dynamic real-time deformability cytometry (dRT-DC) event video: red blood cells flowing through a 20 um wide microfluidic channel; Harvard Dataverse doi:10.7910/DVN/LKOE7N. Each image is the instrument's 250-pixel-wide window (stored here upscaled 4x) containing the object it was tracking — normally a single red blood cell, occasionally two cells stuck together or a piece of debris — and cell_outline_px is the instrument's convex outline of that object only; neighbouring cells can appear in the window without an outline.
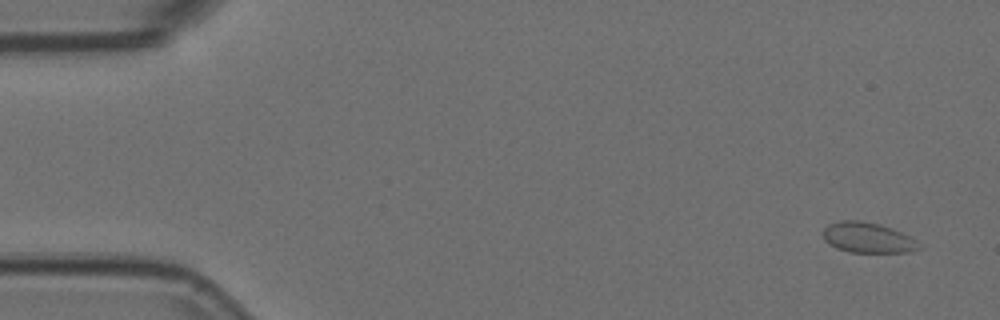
{"species": "Egyptian fruit bat (a non-hibernating species)", "species_latin": "Rousettus aegyptiacus", "temperature_condition": "room temperature", "stored_images_in_passage": 6, "camera_frame_rate_fps": 3000, "um_per_image_px": 0.085, "animal": {"sex": "female"}, "frame": {"image": 1, "passage_image": 1, "time_ms": 0.0, "image_size_px": [1000, 320], "cell_outline_px": [[924, 248], [908, 252], [848, 252], [836, 248], [824, 240], [824, 228], [828, 224], [844, 220], [856, 220], [880, 224], [892, 228], [916, 240]], "centroid_in_image_um": [73.78, 20.21], "position_along_channel_um": 11.2, "area_um2": 16.94}}
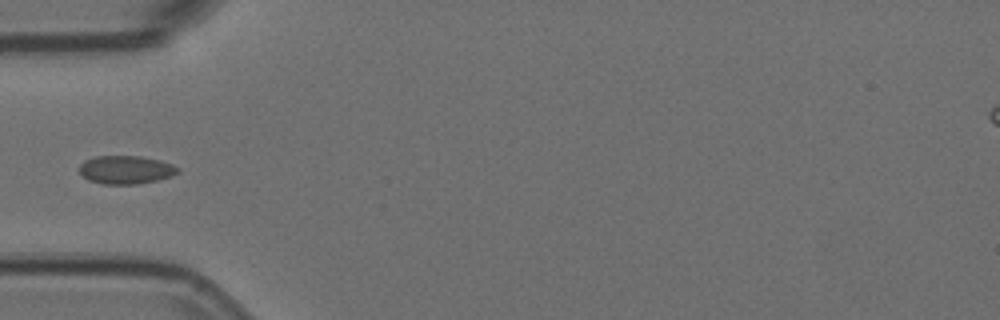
{"frame": {"image": 2, "passage_image": 5, "time_ms": 1.333, "image_size_px": [1000, 320], "cell_outline_px": [[180, 172], [172, 176], [156, 180], [136, 184], [104, 184], [88, 180], [80, 172], [80, 164], [84, 160], [96, 156], [140, 156], [160, 160], [172, 164], [180, 168]], "centroid_in_image_um": [10.72, 14.42], "position_along_channel_um": 74.3, "area_um2": 16.24}}
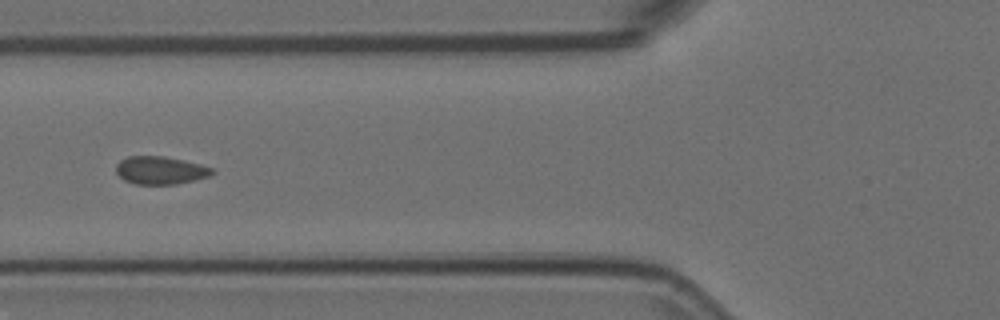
{"frame": {"image": 3, "passage_image": 6, "time_ms": 1.667, "image_size_px": [1000, 320], "cell_outline_px": [[216, 172], [208, 176], [196, 180], [176, 184], [136, 184], [124, 180], [116, 172], [116, 164], [120, 160], [128, 156], [164, 156], [184, 160], [216, 168]], "centroid_in_image_um": [13.67, 14.47], "position_along_channel_um": 112.1, "area_um2": 15.78}}